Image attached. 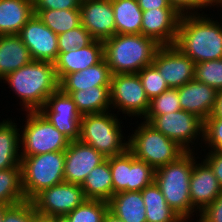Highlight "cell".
Returning a JSON list of instances; mask_svg holds the SVG:
<instances>
[{"label":"cell","mask_w":222,"mask_h":222,"mask_svg":"<svg viewBox=\"0 0 222 222\" xmlns=\"http://www.w3.org/2000/svg\"><path fill=\"white\" fill-rule=\"evenodd\" d=\"M209 15H181L176 46L195 63L222 58V22L212 20Z\"/></svg>","instance_id":"6da1fadb"},{"label":"cell","mask_w":222,"mask_h":222,"mask_svg":"<svg viewBox=\"0 0 222 222\" xmlns=\"http://www.w3.org/2000/svg\"><path fill=\"white\" fill-rule=\"evenodd\" d=\"M19 97L26 112L39 111L47 98L59 88L55 66L50 62L32 60L3 79Z\"/></svg>","instance_id":"7a4b0ae2"},{"label":"cell","mask_w":222,"mask_h":222,"mask_svg":"<svg viewBox=\"0 0 222 222\" xmlns=\"http://www.w3.org/2000/svg\"><path fill=\"white\" fill-rule=\"evenodd\" d=\"M103 45L104 59L112 75L138 73L152 64L161 46L142 34H115L103 41Z\"/></svg>","instance_id":"3957f363"},{"label":"cell","mask_w":222,"mask_h":222,"mask_svg":"<svg viewBox=\"0 0 222 222\" xmlns=\"http://www.w3.org/2000/svg\"><path fill=\"white\" fill-rule=\"evenodd\" d=\"M193 151L185 152L176 161L155 169L154 182L166 203L183 219L196 213L190 198V178L196 159ZM194 155V156H193ZM192 215V216H191Z\"/></svg>","instance_id":"277c9868"},{"label":"cell","mask_w":222,"mask_h":222,"mask_svg":"<svg viewBox=\"0 0 222 222\" xmlns=\"http://www.w3.org/2000/svg\"><path fill=\"white\" fill-rule=\"evenodd\" d=\"M109 112L84 114L80 121L79 141L92 146L105 158L125 153L129 142L122 134V123L116 114Z\"/></svg>","instance_id":"5b68a950"},{"label":"cell","mask_w":222,"mask_h":222,"mask_svg":"<svg viewBox=\"0 0 222 222\" xmlns=\"http://www.w3.org/2000/svg\"><path fill=\"white\" fill-rule=\"evenodd\" d=\"M134 134L128 135V150L135 158L149 164L154 170L176 161L186 151L175 141L142 122Z\"/></svg>","instance_id":"8992f818"},{"label":"cell","mask_w":222,"mask_h":222,"mask_svg":"<svg viewBox=\"0 0 222 222\" xmlns=\"http://www.w3.org/2000/svg\"><path fill=\"white\" fill-rule=\"evenodd\" d=\"M22 189L31 201L43 189L64 182L65 152L21 157Z\"/></svg>","instance_id":"52a82bcc"},{"label":"cell","mask_w":222,"mask_h":222,"mask_svg":"<svg viewBox=\"0 0 222 222\" xmlns=\"http://www.w3.org/2000/svg\"><path fill=\"white\" fill-rule=\"evenodd\" d=\"M20 135L21 157L65 152L70 140L59 132L39 111L27 112Z\"/></svg>","instance_id":"ba28073f"},{"label":"cell","mask_w":222,"mask_h":222,"mask_svg":"<svg viewBox=\"0 0 222 222\" xmlns=\"http://www.w3.org/2000/svg\"><path fill=\"white\" fill-rule=\"evenodd\" d=\"M148 124L170 140L175 141L186 152L193 150L190 148L196 139L197 141L204 139V121L184 110L164 115H155Z\"/></svg>","instance_id":"9c48e42d"},{"label":"cell","mask_w":222,"mask_h":222,"mask_svg":"<svg viewBox=\"0 0 222 222\" xmlns=\"http://www.w3.org/2000/svg\"><path fill=\"white\" fill-rule=\"evenodd\" d=\"M111 108L117 112L131 116L145 117L149 110L150 100L146 96L141 80L137 73L115 74L110 86Z\"/></svg>","instance_id":"30bf717a"},{"label":"cell","mask_w":222,"mask_h":222,"mask_svg":"<svg viewBox=\"0 0 222 222\" xmlns=\"http://www.w3.org/2000/svg\"><path fill=\"white\" fill-rule=\"evenodd\" d=\"M113 179V195L122 191H142L154 182L155 170L139 160L127 150L125 153L109 157Z\"/></svg>","instance_id":"8fae6325"},{"label":"cell","mask_w":222,"mask_h":222,"mask_svg":"<svg viewBox=\"0 0 222 222\" xmlns=\"http://www.w3.org/2000/svg\"><path fill=\"white\" fill-rule=\"evenodd\" d=\"M85 200L81 185L64 181L43 189L31 201L39 216L51 218L68 215Z\"/></svg>","instance_id":"7c38bea8"},{"label":"cell","mask_w":222,"mask_h":222,"mask_svg":"<svg viewBox=\"0 0 222 222\" xmlns=\"http://www.w3.org/2000/svg\"><path fill=\"white\" fill-rule=\"evenodd\" d=\"M39 112L70 141L79 140L82 115L69 94L58 88Z\"/></svg>","instance_id":"4fadbf2b"},{"label":"cell","mask_w":222,"mask_h":222,"mask_svg":"<svg viewBox=\"0 0 222 222\" xmlns=\"http://www.w3.org/2000/svg\"><path fill=\"white\" fill-rule=\"evenodd\" d=\"M152 64L159 70L169 88H179L194 80L195 62L174 45L160 46Z\"/></svg>","instance_id":"5bb4252c"},{"label":"cell","mask_w":222,"mask_h":222,"mask_svg":"<svg viewBox=\"0 0 222 222\" xmlns=\"http://www.w3.org/2000/svg\"><path fill=\"white\" fill-rule=\"evenodd\" d=\"M18 35L29 49L32 60L55 63L59 55L58 35L36 14H33Z\"/></svg>","instance_id":"9a60e30c"},{"label":"cell","mask_w":222,"mask_h":222,"mask_svg":"<svg viewBox=\"0 0 222 222\" xmlns=\"http://www.w3.org/2000/svg\"><path fill=\"white\" fill-rule=\"evenodd\" d=\"M106 158L92 146L70 141L65 150L64 181L82 185L89 173Z\"/></svg>","instance_id":"2e32d148"},{"label":"cell","mask_w":222,"mask_h":222,"mask_svg":"<svg viewBox=\"0 0 222 222\" xmlns=\"http://www.w3.org/2000/svg\"><path fill=\"white\" fill-rule=\"evenodd\" d=\"M181 14L175 8L151 9L142 12L141 34L159 45H174Z\"/></svg>","instance_id":"e0dca14e"},{"label":"cell","mask_w":222,"mask_h":222,"mask_svg":"<svg viewBox=\"0 0 222 222\" xmlns=\"http://www.w3.org/2000/svg\"><path fill=\"white\" fill-rule=\"evenodd\" d=\"M81 25L95 40L105 41L116 34L112 0H91L80 5Z\"/></svg>","instance_id":"ac0fdd59"},{"label":"cell","mask_w":222,"mask_h":222,"mask_svg":"<svg viewBox=\"0 0 222 222\" xmlns=\"http://www.w3.org/2000/svg\"><path fill=\"white\" fill-rule=\"evenodd\" d=\"M202 161L198 163L194 159L189 184L191 204L197 213L212 204L222 192L213 170L204 159Z\"/></svg>","instance_id":"d6986e66"},{"label":"cell","mask_w":222,"mask_h":222,"mask_svg":"<svg viewBox=\"0 0 222 222\" xmlns=\"http://www.w3.org/2000/svg\"><path fill=\"white\" fill-rule=\"evenodd\" d=\"M177 89L181 110L192 113L203 121L212 115L218 93L215 88L192 80Z\"/></svg>","instance_id":"ffe728a7"},{"label":"cell","mask_w":222,"mask_h":222,"mask_svg":"<svg viewBox=\"0 0 222 222\" xmlns=\"http://www.w3.org/2000/svg\"><path fill=\"white\" fill-rule=\"evenodd\" d=\"M104 58L103 41L94 40L84 48L72 49L69 52H59L54 63L56 76L60 81L65 75L82 71L99 63Z\"/></svg>","instance_id":"44dd1931"},{"label":"cell","mask_w":222,"mask_h":222,"mask_svg":"<svg viewBox=\"0 0 222 222\" xmlns=\"http://www.w3.org/2000/svg\"><path fill=\"white\" fill-rule=\"evenodd\" d=\"M112 73L106 60L103 58L99 63L82 71L69 73L59 81L62 91H78L89 89L93 86H111Z\"/></svg>","instance_id":"7402d4cb"},{"label":"cell","mask_w":222,"mask_h":222,"mask_svg":"<svg viewBox=\"0 0 222 222\" xmlns=\"http://www.w3.org/2000/svg\"><path fill=\"white\" fill-rule=\"evenodd\" d=\"M33 14L32 0H0V36L19 34Z\"/></svg>","instance_id":"603a6c76"},{"label":"cell","mask_w":222,"mask_h":222,"mask_svg":"<svg viewBox=\"0 0 222 222\" xmlns=\"http://www.w3.org/2000/svg\"><path fill=\"white\" fill-rule=\"evenodd\" d=\"M32 61L18 34L0 36V80Z\"/></svg>","instance_id":"cb8c5ba5"},{"label":"cell","mask_w":222,"mask_h":222,"mask_svg":"<svg viewBox=\"0 0 222 222\" xmlns=\"http://www.w3.org/2000/svg\"><path fill=\"white\" fill-rule=\"evenodd\" d=\"M109 211L123 222H147L141 191H122L108 201Z\"/></svg>","instance_id":"d4e9b609"},{"label":"cell","mask_w":222,"mask_h":222,"mask_svg":"<svg viewBox=\"0 0 222 222\" xmlns=\"http://www.w3.org/2000/svg\"><path fill=\"white\" fill-rule=\"evenodd\" d=\"M112 181L109 158H106L89 173L81 185L86 199L108 202L113 196Z\"/></svg>","instance_id":"484cf974"},{"label":"cell","mask_w":222,"mask_h":222,"mask_svg":"<svg viewBox=\"0 0 222 222\" xmlns=\"http://www.w3.org/2000/svg\"><path fill=\"white\" fill-rule=\"evenodd\" d=\"M63 92L71 96L81 115L111 111L110 86H93L85 90Z\"/></svg>","instance_id":"4316f807"},{"label":"cell","mask_w":222,"mask_h":222,"mask_svg":"<svg viewBox=\"0 0 222 222\" xmlns=\"http://www.w3.org/2000/svg\"><path fill=\"white\" fill-rule=\"evenodd\" d=\"M147 222H182L183 219L166 203L164 195L153 182L141 191Z\"/></svg>","instance_id":"83f0119b"},{"label":"cell","mask_w":222,"mask_h":222,"mask_svg":"<svg viewBox=\"0 0 222 222\" xmlns=\"http://www.w3.org/2000/svg\"><path fill=\"white\" fill-rule=\"evenodd\" d=\"M9 119L0 122V170L20 165V128Z\"/></svg>","instance_id":"f1b7e54d"},{"label":"cell","mask_w":222,"mask_h":222,"mask_svg":"<svg viewBox=\"0 0 222 222\" xmlns=\"http://www.w3.org/2000/svg\"><path fill=\"white\" fill-rule=\"evenodd\" d=\"M116 34H141L142 10L137 0H112Z\"/></svg>","instance_id":"f546056e"},{"label":"cell","mask_w":222,"mask_h":222,"mask_svg":"<svg viewBox=\"0 0 222 222\" xmlns=\"http://www.w3.org/2000/svg\"><path fill=\"white\" fill-rule=\"evenodd\" d=\"M42 22L60 35L81 25L80 9L33 10Z\"/></svg>","instance_id":"4dcf8cb0"},{"label":"cell","mask_w":222,"mask_h":222,"mask_svg":"<svg viewBox=\"0 0 222 222\" xmlns=\"http://www.w3.org/2000/svg\"><path fill=\"white\" fill-rule=\"evenodd\" d=\"M24 201L21 165L0 170V204L16 205Z\"/></svg>","instance_id":"1f68e13d"},{"label":"cell","mask_w":222,"mask_h":222,"mask_svg":"<svg viewBox=\"0 0 222 222\" xmlns=\"http://www.w3.org/2000/svg\"><path fill=\"white\" fill-rule=\"evenodd\" d=\"M108 210V202L86 199L66 216L70 222H104Z\"/></svg>","instance_id":"d6a6232c"},{"label":"cell","mask_w":222,"mask_h":222,"mask_svg":"<svg viewBox=\"0 0 222 222\" xmlns=\"http://www.w3.org/2000/svg\"><path fill=\"white\" fill-rule=\"evenodd\" d=\"M181 110L178 89L168 88L150 101L147 114L143 117L144 122H149L155 115H164Z\"/></svg>","instance_id":"836d02e7"},{"label":"cell","mask_w":222,"mask_h":222,"mask_svg":"<svg viewBox=\"0 0 222 222\" xmlns=\"http://www.w3.org/2000/svg\"><path fill=\"white\" fill-rule=\"evenodd\" d=\"M194 80L222 90V58L195 63Z\"/></svg>","instance_id":"e575fe53"},{"label":"cell","mask_w":222,"mask_h":222,"mask_svg":"<svg viewBox=\"0 0 222 222\" xmlns=\"http://www.w3.org/2000/svg\"><path fill=\"white\" fill-rule=\"evenodd\" d=\"M137 74L150 101L169 88L165 79L153 64L142 68Z\"/></svg>","instance_id":"d590c367"},{"label":"cell","mask_w":222,"mask_h":222,"mask_svg":"<svg viewBox=\"0 0 222 222\" xmlns=\"http://www.w3.org/2000/svg\"><path fill=\"white\" fill-rule=\"evenodd\" d=\"M94 40L92 35L80 25L58 35V50L59 52H69L72 49L84 48Z\"/></svg>","instance_id":"8d00e7d4"},{"label":"cell","mask_w":222,"mask_h":222,"mask_svg":"<svg viewBox=\"0 0 222 222\" xmlns=\"http://www.w3.org/2000/svg\"><path fill=\"white\" fill-rule=\"evenodd\" d=\"M37 213L32 201L12 205L6 212L3 222H36Z\"/></svg>","instance_id":"74e56055"},{"label":"cell","mask_w":222,"mask_h":222,"mask_svg":"<svg viewBox=\"0 0 222 222\" xmlns=\"http://www.w3.org/2000/svg\"><path fill=\"white\" fill-rule=\"evenodd\" d=\"M211 150L222 151V118H207L204 121V139Z\"/></svg>","instance_id":"f35d334b"},{"label":"cell","mask_w":222,"mask_h":222,"mask_svg":"<svg viewBox=\"0 0 222 222\" xmlns=\"http://www.w3.org/2000/svg\"><path fill=\"white\" fill-rule=\"evenodd\" d=\"M168 3L181 15L198 14L196 11H198L200 8L204 9L209 6H213L211 0H168Z\"/></svg>","instance_id":"ab89813d"},{"label":"cell","mask_w":222,"mask_h":222,"mask_svg":"<svg viewBox=\"0 0 222 222\" xmlns=\"http://www.w3.org/2000/svg\"><path fill=\"white\" fill-rule=\"evenodd\" d=\"M33 10L80 9V0H32Z\"/></svg>","instance_id":"60d3db41"},{"label":"cell","mask_w":222,"mask_h":222,"mask_svg":"<svg viewBox=\"0 0 222 222\" xmlns=\"http://www.w3.org/2000/svg\"><path fill=\"white\" fill-rule=\"evenodd\" d=\"M198 217L199 222H222V192L212 204L207 205L199 213Z\"/></svg>","instance_id":"b9f144b4"},{"label":"cell","mask_w":222,"mask_h":222,"mask_svg":"<svg viewBox=\"0 0 222 222\" xmlns=\"http://www.w3.org/2000/svg\"><path fill=\"white\" fill-rule=\"evenodd\" d=\"M222 188V151L210 150L204 157Z\"/></svg>","instance_id":"7bdbcfd3"},{"label":"cell","mask_w":222,"mask_h":222,"mask_svg":"<svg viewBox=\"0 0 222 222\" xmlns=\"http://www.w3.org/2000/svg\"><path fill=\"white\" fill-rule=\"evenodd\" d=\"M138 5L142 11H148L151 9L160 8H174L169 3L168 0H137Z\"/></svg>","instance_id":"ee69618b"},{"label":"cell","mask_w":222,"mask_h":222,"mask_svg":"<svg viewBox=\"0 0 222 222\" xmlns=\"http://www.w3.org/2000/svg\"><path fill=\"white\" fill-rule=\"evenodd\" d=\"M208 118H222V90L218 91L215 107Z\"/></svg>","instance_id":"f6af8a7d"},{"label":"cell","mask_w":222,"mask_h":222,"mask_svg":"<svg viewBox=\"0 0 222 222\" xmlns=\"http://www.w3.org/2000/svg\"><path fill=\"white\" fill-rule=\"evenodd\" d=\"M104 222H123V221L108 210L107 213L105 214Z\"/></svg>","instance_id":"bcb514c9"},{"label":"cell","mask_w":222,"mask_h":222,"mask_svg":"<svg viewBox=\"0 0 222 222\" xmlns=\"http://www.w3.org/2000/svg\"><path fill=\"white\" fill-rule=\"evenodd\" d=\"M12 205L0 204V222H3V218L5 212L11 207Z\"/></svg>","instance_id":"7dc6e473"},{"label":"cell","mask_w":222,"mask_h":222,"mask_svg":"<svg viewBox=\"0 0 222 222\" xmlns=\"http://www.w3.org/2000/svg\"><path fill=\"white\" fill-rule=\"evenodd\" d=\"M51 219L53 222H70V219L66 215L51 217Z\"/></svg>","instance_id":"c3c4849f"},{"label":"cell","mask_w":222,"mask_h":222,"mask_svg":"<svg viewBox=\"0 0 222 222\" xmlns=\"http://www.w3.org/2000/svg\"><path fill=\"white\" fill-rule=\"evenodd\" d=\"M36 222H53V220L51 218L39 216L37 214Z\"/></svg>","instance_id":"681fc988"},{"label":"cell","mask_w":222,"mask_h":222,"mask_svg":"<svg viewBox=\"0 0 222 222\" xmlns=\"http://www.w3.org/2000/svg\"><path fill=\"white\" fill-rule=\"evenodd\" d=\"M213 6H220L222 8V0H211Z\"/></svg>","instance_id":"f907efd6"},{"label":"cell","mask_w":222,"mask_h":222,"mask_svg":"<svg viewBox=\"0 0 222 222\" xmlns=\"http://www.w3.org/2000/svg\"><path fill=\"white\" fill-rule=\"evenodd\" d=\"M85 1H91V0H80L81 3H82V2H85Z\"/></svg>","instance_id":"816d5d0a"}]
</instances>
